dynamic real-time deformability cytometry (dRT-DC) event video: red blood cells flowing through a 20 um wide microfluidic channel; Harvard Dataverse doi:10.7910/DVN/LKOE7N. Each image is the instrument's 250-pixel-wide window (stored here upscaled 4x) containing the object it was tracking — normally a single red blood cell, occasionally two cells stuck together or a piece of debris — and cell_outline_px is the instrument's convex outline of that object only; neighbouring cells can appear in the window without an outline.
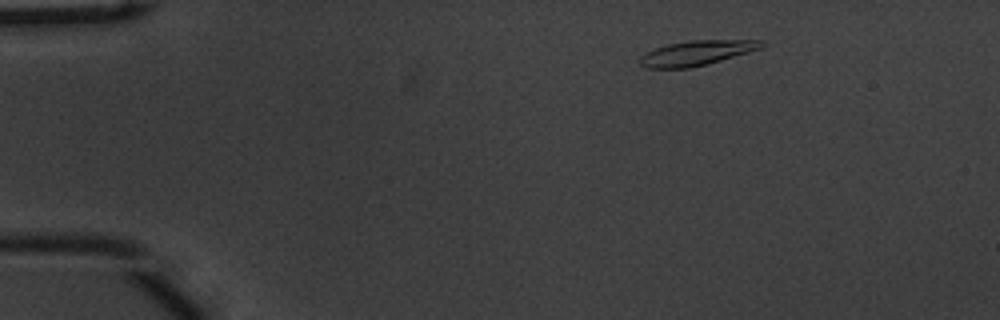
{"species": "common noctule bat (a hibernating species)", "species_latin": "Nyctalus noctula", "temperature_condition": "warm", "stored_images_in_passage": 48, "camera_frame_rate_fps": 3000, "um_per_image_px": 0.085, "animal": {"sex": "male", "body_mass_g": 20.1, "forearm_length_mm": 53.5}, "frame": {"image": 1, "passage_image": 2, "time_ms": 0.333, "image_size_px": [1000, 320], "cell_outline_px": [[764, 44], [760, 48], [748, 52], [720, 60], [688, 68], [648, 68], [640, 64], [640, 56], [656, 48], [668, 44], [688, 40], [764, 40]], "centroid_in_image_um": [59.2, 4.49], "position_along_channel_um": 25.8, "area_um2": 17.22}}
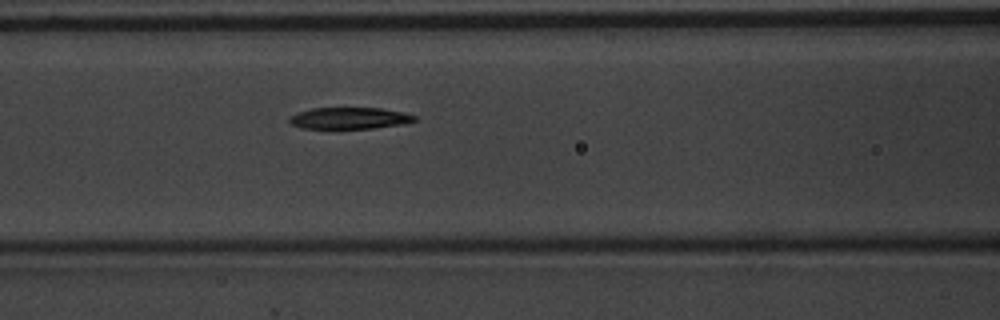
{"frame": {"image": 2, "passage_image": 17, "time_ms": 5.333, "image_size_px": [1000, 320], "cell_outline_px": [[416, 120], [404, 124], [372, 128], [336, 132], [300, 128], [292, 124], [288, 120], [296, 112], [312, 108], [384, 108], [404, 112], [416, 116]], "centroid_in_image_um": [29.65, 10.09], "position_along_channel_um": 136.9, "area_um2": 16.76}}
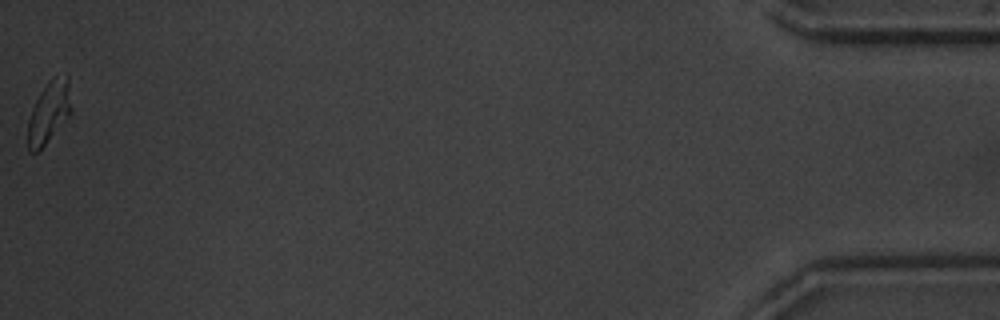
{"frame": {"image": 3, "passage_image": 48, "time_ms": 15.667, "image_size_px": [1000, 320], "cell_outline_px": [[72, 112], [44, 144], [36, 152], [28, 152], [28, 120], [32, 108], [40, 92], [48, 80], [52, 76], [68, 76], [72, 108]], "centroid_in_image_um": [4.17, 9.49], "position_along_channel_um": 431.0, "area_um2": 15.49}, "authors_computed_cell_mechanics": {"area_um2": 17.1088, "velocity_mm_per_s": 3.7324, "shape_relaxation_time_tau1_ms": 2.8868, "shape_relaxation_time_tau2_ms": 3.5427, "deformation_change_tau1": 0.1476, "deformation_change_tau2": 0.0882}}